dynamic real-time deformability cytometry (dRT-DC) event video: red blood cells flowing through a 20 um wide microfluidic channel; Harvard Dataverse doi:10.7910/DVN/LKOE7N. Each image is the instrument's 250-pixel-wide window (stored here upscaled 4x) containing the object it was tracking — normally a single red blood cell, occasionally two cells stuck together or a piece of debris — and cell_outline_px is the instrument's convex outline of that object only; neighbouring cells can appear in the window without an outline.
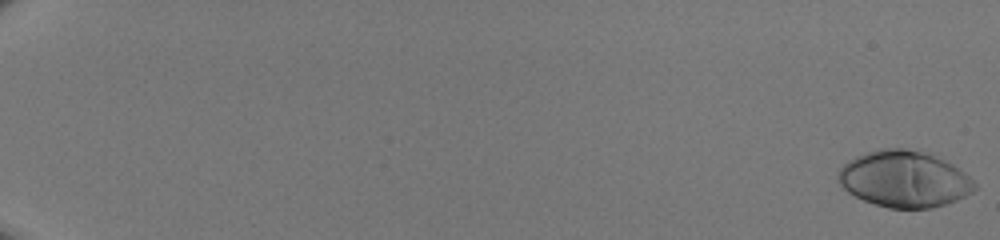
{"species": "human", "species_latin": "Homo sapiens", "temperature_condition": "room temperature", "stored_images_in_passage": 51, "camera_frame_rate_fps": 3000, "um_per_image_px": 0.085, "donor": {"sex": "male"}, "frame": {"image": 1, "passage_image": 1, "time_ms": 0.0, "image_size_px": [1000, 240], "cell_outline_px": [[976, 188], [972, 192], [956, 200], [944, 204], [928, 208], [888, 208], [864, 200], [848, 192], [836, 180], [836, 176], [840, 168], [848, 160], [856, 156], [880, 148], [904, 148], [920, 152], [932, 156], [952, 164], [964, 172], [976, 184]], "centroid_in_image_um": [76.82, 15.22], "position_along_channel_um": 8.2, "area_um2": 44.33}}
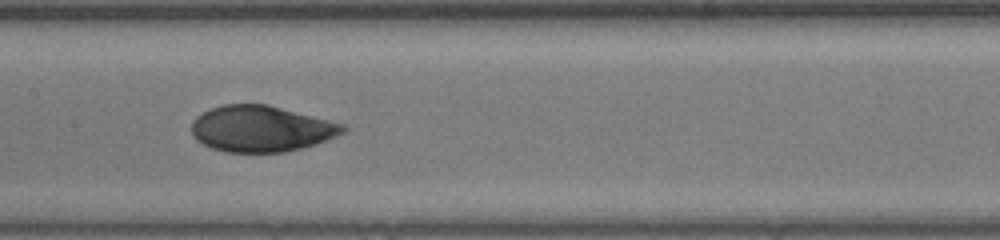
{"frame": {"image": 2, "passage_image": 30, "time_ms": 9.667, "image_size_px": [1000, 240], "cell_outline_px": [[348, 128], [344, 132], [328, 140], [316, 144], [284, 152], [228, 152], [212, 148], [196, 140], [192, 136], [192, 120], [196, 116], [212, 108], [224, 104], [268, 104], [344, 124]], "centroid_in_image_um": [22.2, 10.94], "position_along_channel_um": 185.2, "area_um2": 40.63}}
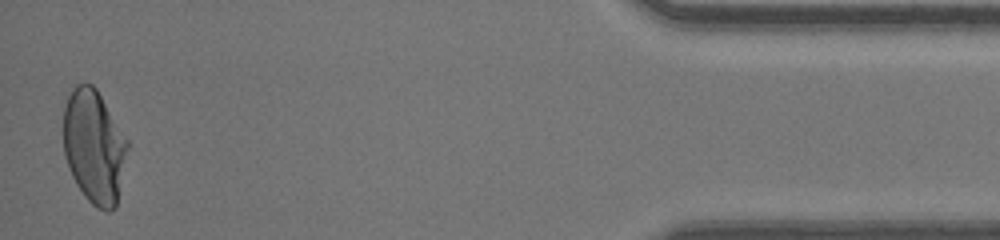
{"frame": {"image": 3, "passage_image": 51, "time_ms": 16.667, "image_size_px": [1000, 240], "cell_outline_px": [[128, 148], [116, 208], [108, 212], [104, 212], [96, 208], [84, 196], [76, 184], [68, 168], [64, 156], [64, 108], [68, 96], [72, 88], [76, 84], [84, 80], [92, 84], [96, 88], [128, 140]], "centroid_in_image_um": [7.99, 12.46], "position_along_channel_um": 427.2, "area_um2": 42.77}}